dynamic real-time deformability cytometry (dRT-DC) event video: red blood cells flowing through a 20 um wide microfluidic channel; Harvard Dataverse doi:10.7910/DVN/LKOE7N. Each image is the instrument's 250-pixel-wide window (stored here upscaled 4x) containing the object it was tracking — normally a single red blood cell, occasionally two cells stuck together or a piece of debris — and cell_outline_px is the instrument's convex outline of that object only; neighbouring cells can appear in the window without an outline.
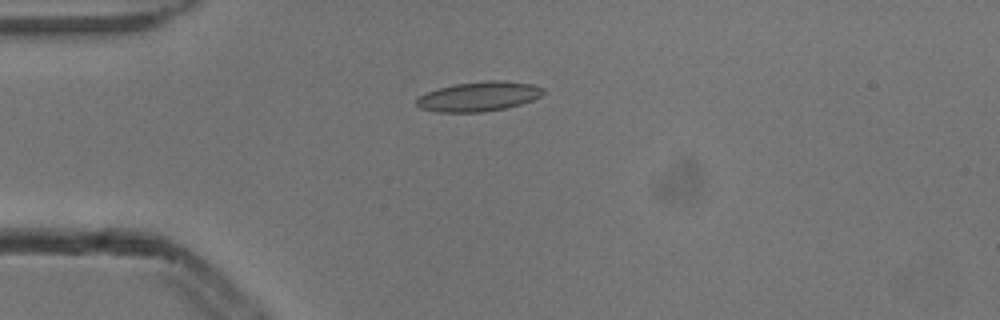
{"species": "common noctule bat (a hibernating species)", "species_latin": "Nyctalus noctula", "temperature_condition": "cold", "stored_images_in_passage": 4, "camera_frame_rate_fps": 3000, "um_per_image_px": 0.085, "animal": {"sex": "male", "body_mass_g": 13.3}, "frame": {"image": 1, "passage_image": 4, "time_ms": 1.0, "image_size_px": [1000, 320], "cell_outline_px": [[544, 92], [540, 96], [532, 100], [520, 104], [504, 108], [484, 112], [436, 112], [420, 108], [416, 104], [416, 96], [440, 88], [456, 84], [484, 80], [500, 80], [532, 84], [544, 88]], "centroid_in_image_um": [40.67, 8.2], "position_along_channel_um": 44.3, "area_um2": 21.85}}